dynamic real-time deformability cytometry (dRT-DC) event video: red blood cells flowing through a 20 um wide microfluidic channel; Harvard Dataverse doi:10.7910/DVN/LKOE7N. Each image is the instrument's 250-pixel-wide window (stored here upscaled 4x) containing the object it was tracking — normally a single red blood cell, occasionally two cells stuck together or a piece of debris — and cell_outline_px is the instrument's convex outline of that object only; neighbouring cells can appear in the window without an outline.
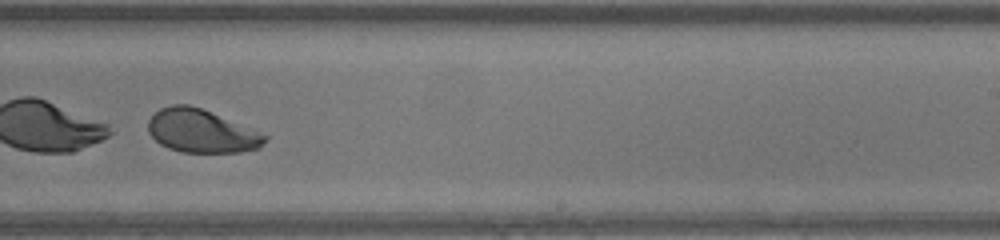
{"species": "human", "species_latin": "Homo sapiens", "temperature_condition": "warm", "stored_images_in_passage": 45, "segment_of_instrument_passage": [2, 2], "camera_frame_rate_fps": 3000, "um_per_image_px": 0.085, "donor": {"sex": "male"}, "frame": {"image": 1, "passage_image": 28, "time_ms": 9.0, "image_size_px": [1000, 240], "cell_outline_px": [[268, 136], [260, 148], [240, 152], [180, 152], [168, 148], [160, 144], [148, 132], [148, 120], [160, 108], [172, 104], [188, 104], [200, 108]], "centroid_in_image_um": [17.07, 11.15], "position_along_channel_um": 271.9, "area_um2": 28.96}}